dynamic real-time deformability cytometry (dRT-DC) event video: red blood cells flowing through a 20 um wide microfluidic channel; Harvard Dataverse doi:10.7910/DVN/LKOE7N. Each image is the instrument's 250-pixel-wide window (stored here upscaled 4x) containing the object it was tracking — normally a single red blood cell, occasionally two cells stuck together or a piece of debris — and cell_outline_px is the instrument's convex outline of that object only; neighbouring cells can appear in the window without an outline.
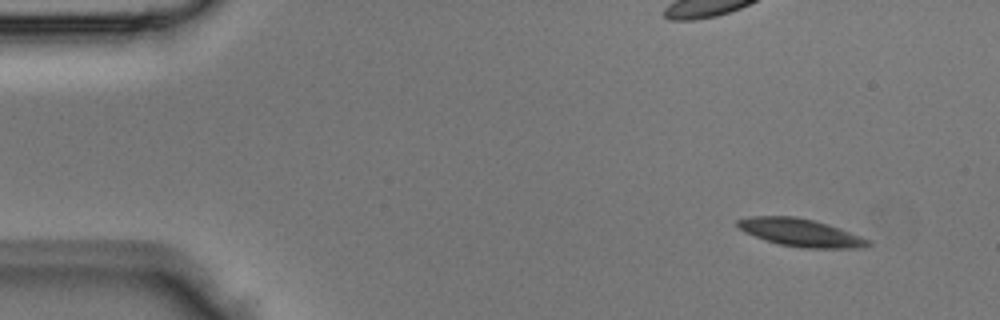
{"species": "Egyptian fruit bat (a non-hibernating species)", "species_latin": "Rousettus aegyptiacus", "temperature_condition": "room temperature", "stored_images_in_passage": 4, "camera_frame_rate_fps": 3000, "um_per_image_px": 0.085, "animal": {"sex": "male"}, "frame": {"image": 1, "passage_image": 1, "time_ms": 0.0, "image_size_px": [1000, 320], "cell_outline_px": [[872, 244], [864, 248], [804, 248], [780, 244], [744, 232], [736, 224], [736, 220], [748, 216], [796, 216], [828, 224], [840, 228], [872, 240]], "centroid_in_image_um": [68.1, 19.77], "position_along_channel_um": 16.9, "area_um2": 21.1}}
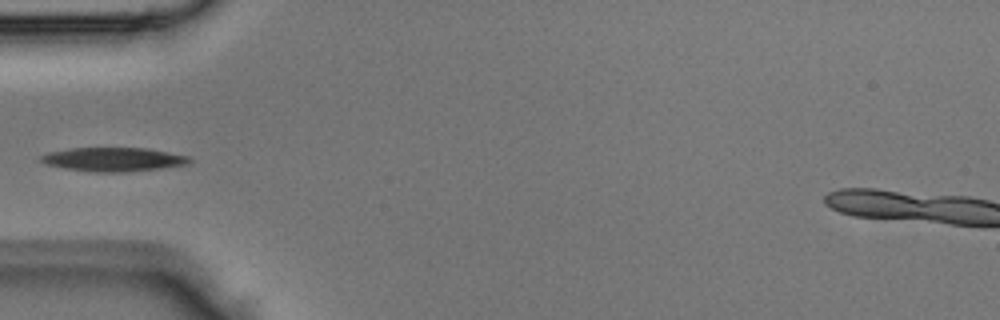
{"frame": {"image": 2, "passage_image": 4, "time_ms": 1.0, "image_size_px": [1000, 320], "cell_outline_px": [[192, 160], [188, 164], [160, 168], [124, 172], [96, 172], [64, 168], [44, 164], [40, 160], [40, 156], [48, 152], [68, 148], [148, 148], [188, 156]], "centroid_in_image_um": [9.61, 13.54], "position_along_channel_um": 75.4, "area_um2": 20.63}}